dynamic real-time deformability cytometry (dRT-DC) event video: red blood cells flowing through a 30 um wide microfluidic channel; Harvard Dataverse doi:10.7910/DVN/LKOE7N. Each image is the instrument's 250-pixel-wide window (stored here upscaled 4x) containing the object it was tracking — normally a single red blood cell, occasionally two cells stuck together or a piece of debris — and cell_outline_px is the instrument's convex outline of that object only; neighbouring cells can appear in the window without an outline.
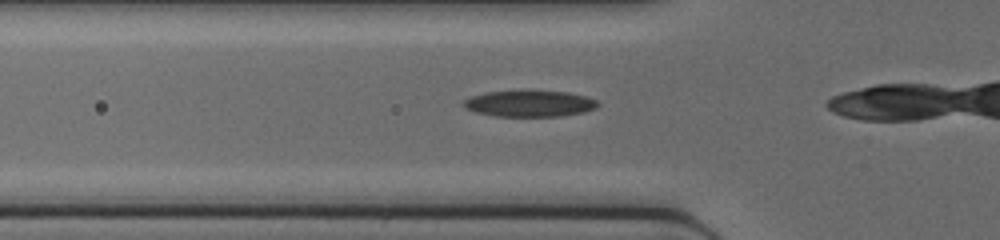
{"species": "common noctule bat (a hibernating species)", "species_latin": "Nyctalus noctula", "temperature_condition": "cold", "stored_images_in_passage": 3, "camera_frame_rate_fps": 3000, "um_per_image_px": 0.085, "animal": {"sex": "female", "body_mass_g": 17.0, "forearm_length_mm": 48.0}, "frame": {"image": 1, "passage_image": 3, "time_ms": 0.667, "image_size_px": [1000, 240], "cell_outline_px": [[600, 104], [596, 108], [584, 112], [560, 116], [496, 116], [476, 112], [464, 108], [464, 100], [472, 96], [484, 92], [528, 88], [568, 92], [584, 96], [596, 100]], "centroid_in_image_um": [45.01, 8.76], "position_along_channel_um": 80.8, "area_um2": 21.27}}